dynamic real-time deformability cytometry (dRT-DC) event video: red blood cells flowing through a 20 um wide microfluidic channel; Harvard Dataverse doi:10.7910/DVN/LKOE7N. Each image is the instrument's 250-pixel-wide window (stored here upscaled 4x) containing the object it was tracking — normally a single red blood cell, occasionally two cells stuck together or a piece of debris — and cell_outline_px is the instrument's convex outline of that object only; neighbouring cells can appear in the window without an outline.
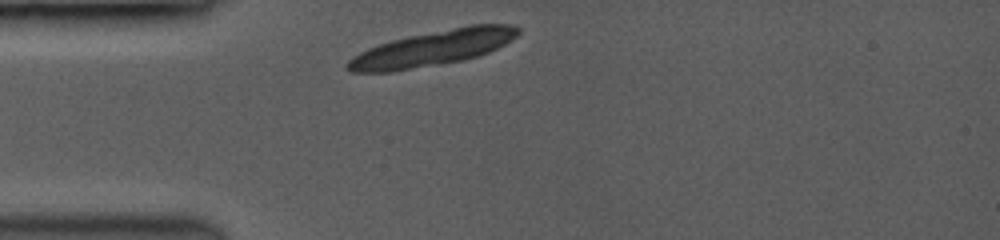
{"species": "common noctule bat (a hibernating species)", "species_latin": "Nyctalus noctula", "temperature_condition": "room temperature", "stored_images_in_passage": 4, "camera_frame_rate_fps": 3500, "um_per_image_px": 0.085, "animal": {"sex": "female", "body_mass_g": 19.0, "forearm_length_mm": 53.3}, "frame": {"image": 1, "passage_image": 1, "time_ms": 0.0, "image_size_px": [1000, 240], "cell_outline_px": [[520, 32], [516, 36], [504, 44], [488, 52], [476, 56], [460, 60], [388, 72], [352, 72], [344, 64], [352, 56], [368, 48], [392, 40], [408, 36], [468, 24], [516, 24], [520, 28]], "centroid_in_image_um": [36.79, 4.07], "position_along_channel_um": 48.2, "area_um2": 34.8}}